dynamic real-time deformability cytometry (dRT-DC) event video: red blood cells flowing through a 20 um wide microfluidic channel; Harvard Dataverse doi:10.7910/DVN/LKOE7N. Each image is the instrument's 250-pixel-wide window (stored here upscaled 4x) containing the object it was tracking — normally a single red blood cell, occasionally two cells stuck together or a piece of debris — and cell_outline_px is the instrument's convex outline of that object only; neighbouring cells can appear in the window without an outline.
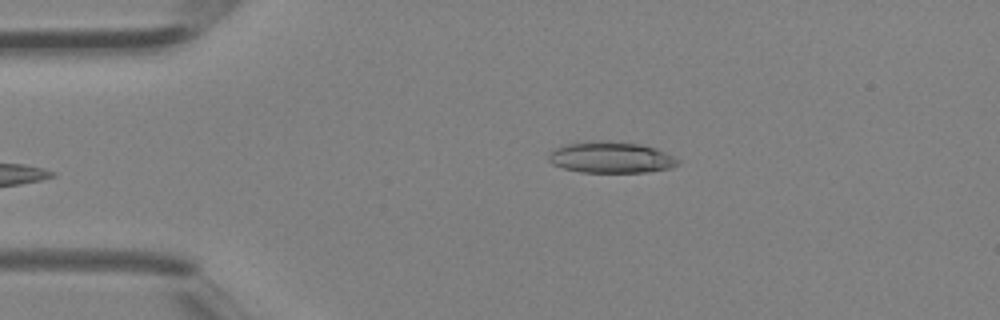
{"species": "Egyptian fruit bat (a non-hibernating species)", "species_latin": "Rousettus aegyptiacus", "temperature_condition": "room temperature", "stored_images_in_passage": 3, "camera_frame_rate_fps": 3000, "um_per_image_px": 0.085, "animal": {"sex": "female"}, "frame": {"image": 1, "passage_image": 3, "time_ms": 0.667, "image_size_px": [1000, 320], "cell_outline_px": [[680, 164], [672, 168], [648, 172], [580, 172], [564, 168], [552, 164], [548, 160], [548, 156], [556, 148], [568, 144], [592, 140], [608, 140], [640, 144], [656, 148], [680, 160]], "centroid_in_image_um": [51.96, 13.38], "position_along_channel_um": 33.0, "area_um2": 23.64}}